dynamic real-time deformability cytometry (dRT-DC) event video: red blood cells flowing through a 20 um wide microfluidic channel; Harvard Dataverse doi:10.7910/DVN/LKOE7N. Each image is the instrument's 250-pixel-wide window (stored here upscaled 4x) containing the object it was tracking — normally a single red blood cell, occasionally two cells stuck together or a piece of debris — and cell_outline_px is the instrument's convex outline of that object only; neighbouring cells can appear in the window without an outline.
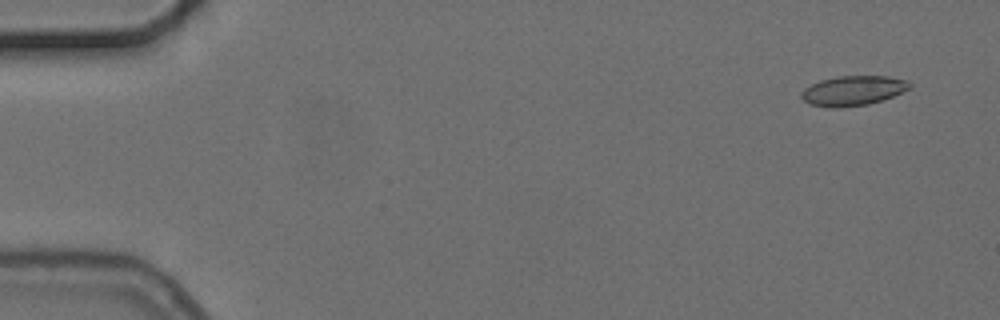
{"species": "common noctule bat (a hibernating species)", "species_latin": "Nyctalus noctula", "temperature_condition": "cold", "stored_images_in_passage": 3, "camera_frame_rate_fps": 3000, "um_per_image_px": 0.085, "animal": {"sex": "female", "body_mass_g": 24.6, "forearm_length_mm": 56.2}, "frame": {"image": 1, "passage_image": 1, "time_ms": 0.0, "image_size_px": [1000, 320], "cell_outline_px": [[912, 88], [892, 96], [868, 104], [836, 108], [828, 108], [808, 104], [800, 96], [800, 92], [804, 88], [820, 80], [836, 76], [888, 76], [908, 80], [912, 84]], "centroid_in_image_um": [72.49, 7.7], "position_along_channel_um": 12.5, "area_um2": 18.96}}
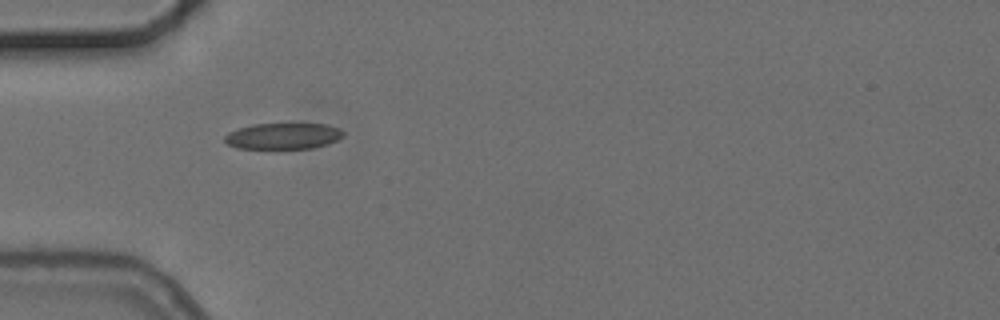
{"frame": {"image": 2, "passage_image": 3, "time_ms": 4.667, "image_size_px": [1000, 320], "cell_outline_px": [[344, 136], [328, 144], [312, 148], [276, 152], [240, 148], [228, 144], [224, 140], [224, 136], [228, 132], [252, 124], [328, 124], [340, 128], [344, 132]], "centroid_in_image_um": [24.07, 11.62], "position_along_channel_um": 60.9, "area_um2": 19.02}}